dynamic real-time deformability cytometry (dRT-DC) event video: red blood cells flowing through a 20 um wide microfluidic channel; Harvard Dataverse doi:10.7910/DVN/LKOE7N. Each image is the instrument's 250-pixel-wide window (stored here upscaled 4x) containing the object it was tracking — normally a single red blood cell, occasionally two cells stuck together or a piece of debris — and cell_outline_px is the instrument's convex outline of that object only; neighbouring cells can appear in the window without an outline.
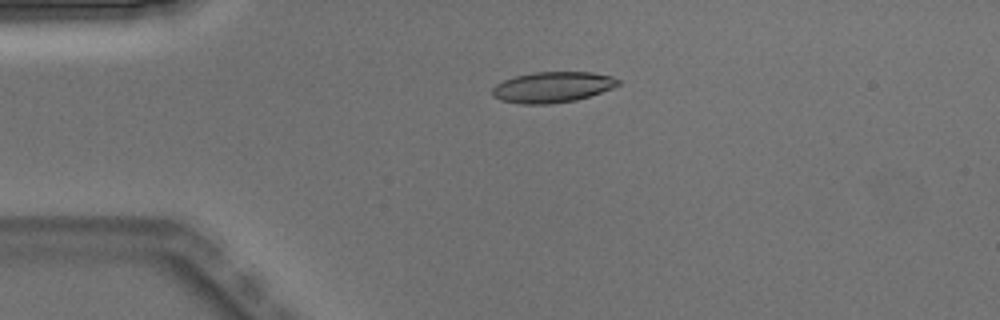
{"species": "Egyptian fruit bat (a non-hibernating species)", "species_latin": "Rousettus aegyptiacus", "temperature_condition": "warm", "stored_images_in_passage": 1, "camera_frame_rate_fps": 3000, "um_per_image_px": 0.085, "animal": {"sex": "male"}, "frame": {"image": 1, "passage_image": 1, "time_ms": 0.0, "image_size_px": [1000, 320], "cell_outline_px": [[620, 84], [612, 88], [576, 100], [552, 104], [520, 104], [500, 100], [492, 96], [492, 88], [496, 84], [504, 80], [516, 76], [532, 72], [592, 72], [612, 76], [620, 80]], "centroid_in_image_um": [46.94, 7.41], "position_along_channel_um": 38.1, "area_um2": 22.6}}